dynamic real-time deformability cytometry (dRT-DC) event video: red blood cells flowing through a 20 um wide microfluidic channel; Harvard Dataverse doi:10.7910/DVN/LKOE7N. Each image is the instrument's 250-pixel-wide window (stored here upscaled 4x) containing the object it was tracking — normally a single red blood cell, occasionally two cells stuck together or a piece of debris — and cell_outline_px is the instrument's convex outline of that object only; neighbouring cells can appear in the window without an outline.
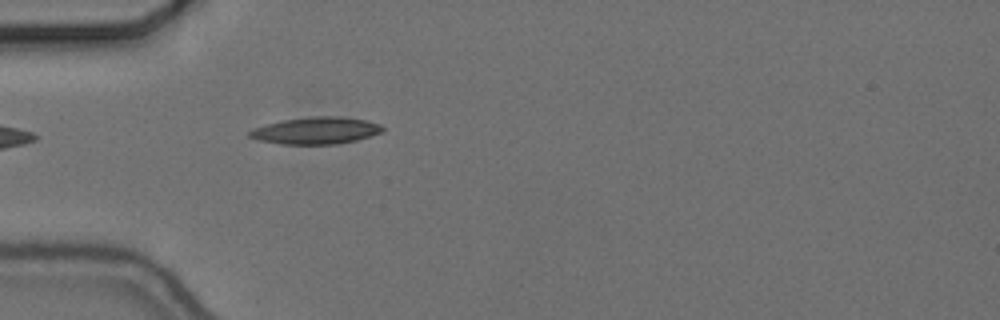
{"species": "common noctule bat (a hibernating species)", "species_latin": "Nyctalus noctula", "temperature_condition": "cold", "stored_images_in_passage": 40, "camera_frame_rate_fps": 3000, "um_per_image_px": 0.085, "animal": {"sex": "female", "body_mass_g": 24.6, "forearm_length_mm": 56.2}, "frame": {"image": 1, "passage_image": 1, "time_ms": 0.0, "image_size_px": [1000, 320], "cell_outline_px": [[384, 132], [356, 140], [336, 144], [280, 144], [260, 140], [248, 136], [248, 132], [252, 128], [264, 124], [284, 120], [308, 116], [340, 116], [364, 120], [380, 124], [384, 128]], "centroid_in_image_um": [26.85, 11.09], "position_along_channel_um": 58.2, "area_um2": 20.98}}
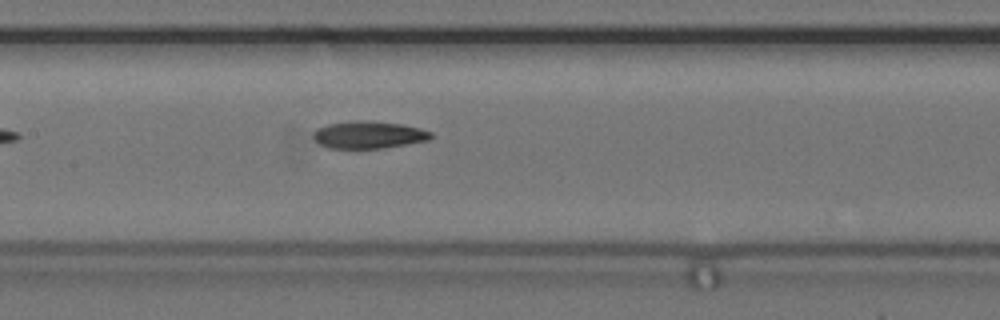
{"frame": {"image": 2, "passage_image": 11, "time_ms": 3.333, "image_size_px": [1000, 320], "cell_outline_px": [[432, 136], [428, 140], [384, 148], [328, 148], [320, 144], [312, 136], [312, 132], [316, 128], [328, 124], [352, 120], [368, 120], [404, 124], [420, 128], [432, 132]], "centroid_in_image_um": [31.32, 11.44], "position_along_channel_um": 176.1, "area_um2": 18.9}}
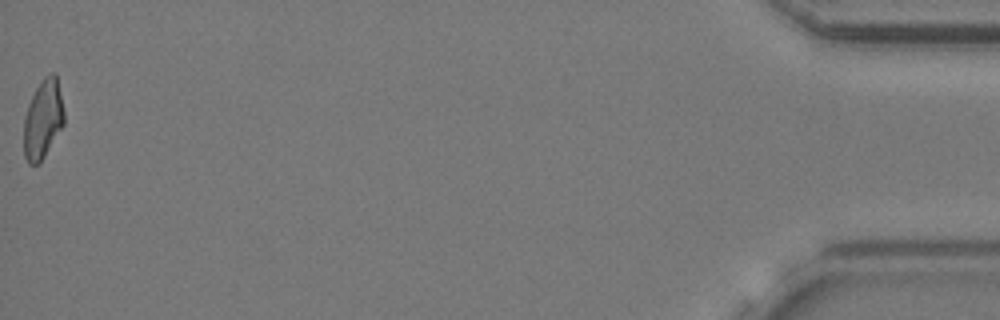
{"frame": {"image": 3, "passage_image": 40, "time_ms": 13.0, "image_size_px": [1000, 320], "cell_outline_px": [[64, 124], [40, 164], [28, 164], [24, 156], [24, 116], [28, 104], [36, 88], [44, 76], [48, 72], [56, 72], [64, 112]], "centroid_in_image_um": [3.65, 10.13], "position_along_channel_um": 431.5, "area_um2": 18.73}, "authors_computed_cell_mechanics": {"area_um2": 18.8428, "velocity_mm_per_s": 3.6787, "shape_relaxation_time_tau1_ms": 7.2799, "shape_relaxation_time_tau2_ms": null, "deformation_change_tau1": 0.2017, "deformation_change_tau2": null}}